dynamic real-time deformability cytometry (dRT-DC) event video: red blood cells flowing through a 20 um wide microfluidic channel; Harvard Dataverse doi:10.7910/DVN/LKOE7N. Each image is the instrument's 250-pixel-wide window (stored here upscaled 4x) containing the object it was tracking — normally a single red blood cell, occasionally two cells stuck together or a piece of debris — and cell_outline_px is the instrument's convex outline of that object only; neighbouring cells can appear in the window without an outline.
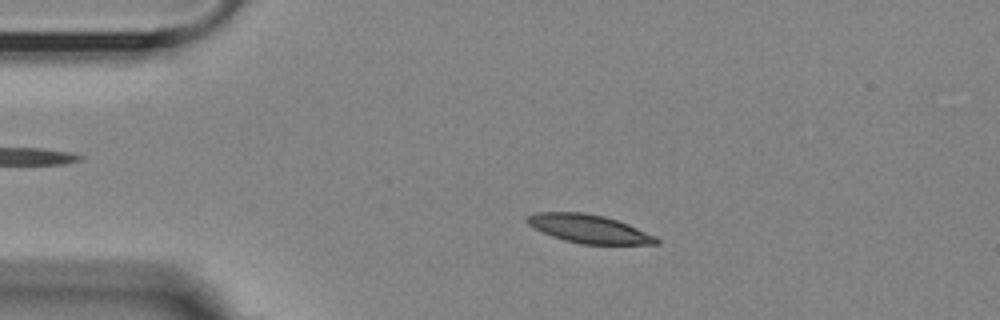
{"species": "Egyptian fruit bat (a non-hibernating species)", "species_latin": "Rousettus aegyptiacus", "temperature_condition": "room temperature", "stored_images_in_passage": 56, "camera_frame_rate_fps": 3000, "um_per_image_px": 0.085, "animal": {"sex": "female"}, "frame": {"image": 1, "passage_image": 12, "time_ms": 3.667, "image_size_px": [1000, 320], "cell_outline_px": [[660, 244], [580, 244], [564, 240], [552, 236], [532, 228], [524, 220], [524, 216], [536, 212], [584, 212], [604, 216], [628, 224], [656, 236], [660, 240]], "centroid_in_image_um": [50.01, 19.44], "position_along_channel_um": 35.0, "area_um2": 21.56}}
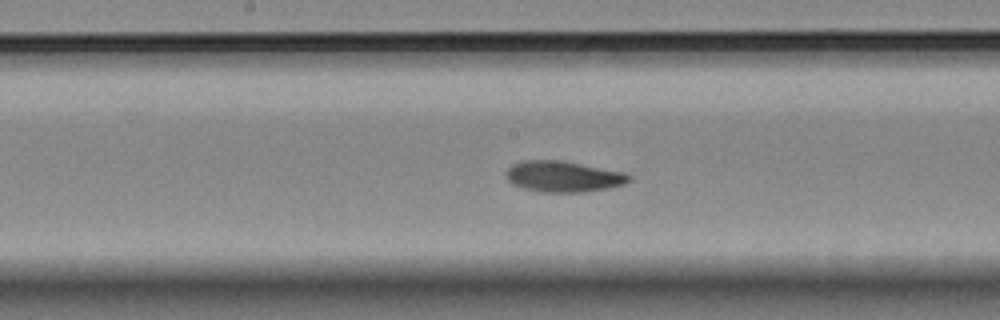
{"frame": {"image": 2, "passage_image": 29, "time_ms": 9.333, "image_size_px": [1000, 320], "cell_outline_px": [[632, 180], [624, 184], [608, 188], [584, 192], [540, 192], [524, 188], [512, 184], [504, 176], [504, 172], [512, 164], [520, 160], [560, 160], [624, 172], [632, 176]], "centroid_in_image_um": [47.85, 15.0], "position_along_channel_um": 200.4, "area_um2": 22.37}}
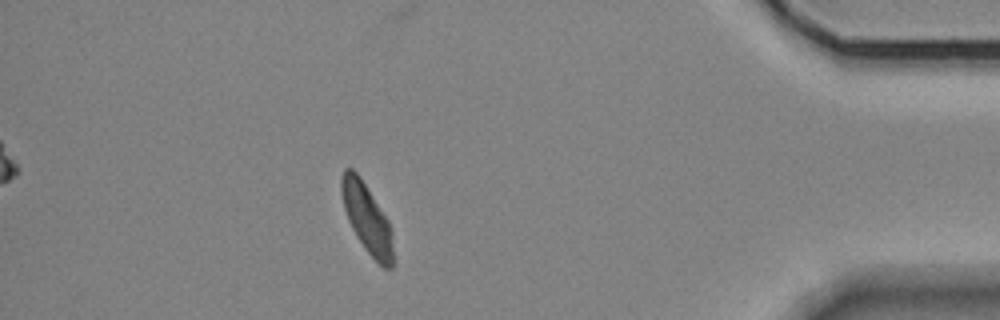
{"frame": {"image": 3, "passage_image": 50, "time_ms": 16.333, "image_size_px": [1000, 320], "cell_outline_px": [[392, 268], [384, 268], [364, 248], [356, 236], [348, 220], [344, 208], [340, 192], [340, 180], [344, 168], [352, 168], [360, 176], [388, 220], [392, 228]], "centroid_in_image_um": [31.16, 18.52], "position_along_channel_um": 404.0, "area_um2": 20.69}, "authors_computed_cell_mechanics": {"area_um2": 21.6172, "velocity_mm_per_s": 3.5532, "shape_relaxation_time_tau1_ms": 3.3441, "shape_relaxation_time_tau2_ms": 3.4837, "deformation_change_tau1": 0.1185, "deformation_change_tau2": 0.0819}}